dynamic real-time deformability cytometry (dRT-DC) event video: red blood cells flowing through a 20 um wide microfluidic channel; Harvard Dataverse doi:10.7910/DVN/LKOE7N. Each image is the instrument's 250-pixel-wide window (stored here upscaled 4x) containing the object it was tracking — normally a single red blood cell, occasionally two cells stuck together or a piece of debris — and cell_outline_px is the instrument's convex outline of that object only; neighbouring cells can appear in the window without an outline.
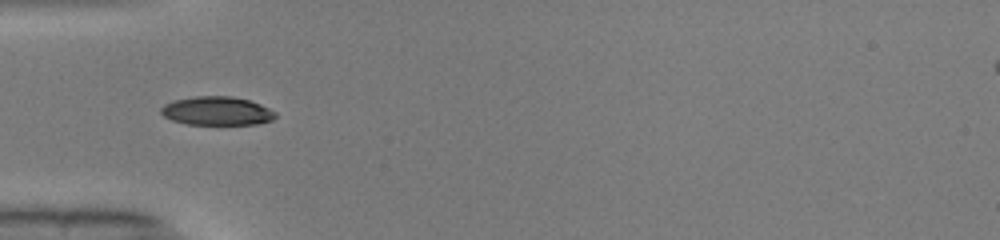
{"species": "common noctule bat (a hibernating species)", "species_latin": "Nyctalus noctula", "temperature_condition": "warm", "stored_images_in_passage": 34, "camera_frame_rate_fps": 3000, "um_per_image_px": 0.085, "animal": {"sex": "male", "body_mass_g": 19.0, "forearm_length_mm": 50.8}, "frame": {"image": 1, "passage_image": 1, "time_ms": 0.0, "image_size_px": [1000, 240], "cell_outline_px": [[276, 116], [272, 120], [256, 124], [188, 124], [172, 120], [164, 116], [160, 112], [160, 108], [164, 104], [176, 100], [196, 96], [232, 96], [248, 100], [260, 104], [276, 112]], "centroid_in_image_um": [18.43, 9.43], "position_along_channel_um": 66.6, "area_um2": 18.96}}
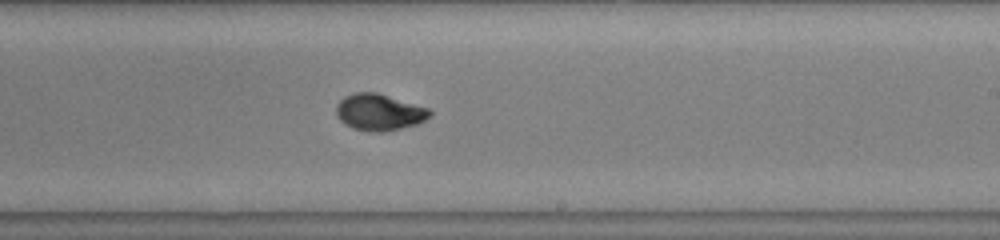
{"frame": {"image": 2, "passage_image": 15, "time_ms": 4.667, "image_size_px": [1000, 240], "cell_outline_px": [[432, 112], [424, 120], [416, 124], [384, 132], [368, 132], [352, 128], [344, 124], [340, 120], [336, 112], [336, 104], [344, 96], [352, 92], [376, 92], [428, 108]], "centroid_in_image_um": [32.18, 9.54], "position_along_channel_um": 256.8, "area_um2": 19.88}}
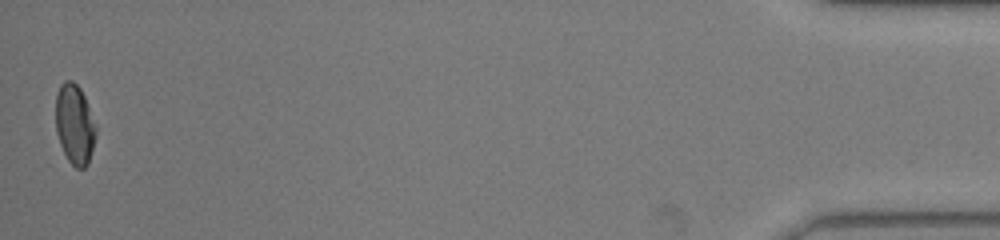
{"frame": {"image": 3, "passage_image": 34, "time_ms": 11.0, "image_size_px": [1000, 240], "cell_outline_px": [[96, 136], [88, 164], [84, 168], [76, 168], [68, 160], [60, 144], [56, 132], [56, 92], [60, 84], [64, 80], [72, 80], [80, 88], [84, 96], [96, 128]], "centroid_in_image_um": [6.33, 10.56], "position_along_channel_um": 428.9, "area_um2": 18.67}, "authors_computed_cell_mechanics": {"area_um2": 18.9584, "velocity_mm_per_s": 4.1084, "shape_relaxation_time_tau1_ms": 3.8324, "shape_relaxation_time_tau2_ms": 1.0155, "deformation_change_tau1": 0.1782, "deformation_change_tau2": 0.0371}}